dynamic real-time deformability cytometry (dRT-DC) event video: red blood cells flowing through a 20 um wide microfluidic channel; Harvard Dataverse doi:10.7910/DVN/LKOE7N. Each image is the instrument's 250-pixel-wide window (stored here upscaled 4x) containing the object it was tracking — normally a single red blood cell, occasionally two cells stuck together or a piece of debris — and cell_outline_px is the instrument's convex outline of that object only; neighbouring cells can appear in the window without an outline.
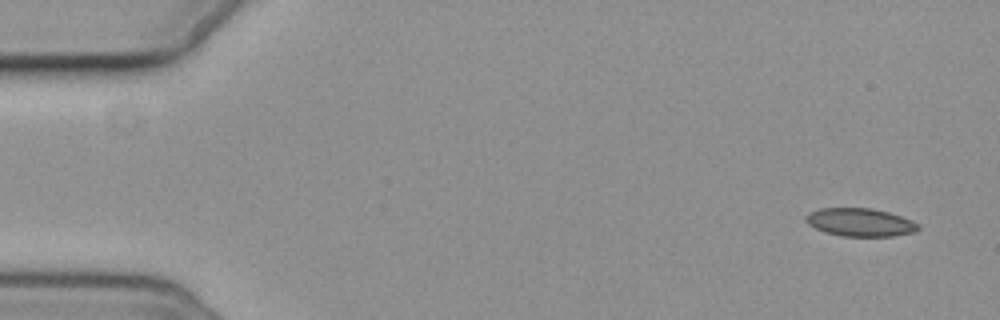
{"species": "common noctule bat (a hibernating species)", "species_latin": "Nyctalus noctula", "temperature_condition": "cold", "stored_images_in_passage": 6, "segment_of_instrument_passage": [1, 2], "camera_frame_rate_fps": 3000, "um_per_image_px": 0.085, "animal": {"sex": "female", "body_mass_g": 19.3, "forearm_length_mm": 54.1}, "frame": {"image": 1, "passage_image": 1, "time_ms": 0.0, "image_size_px": [1000, 320], "cell_outline_px": [[920, 228], [912, 232], [892, 236], [840, 236], [824, 232], [808, 224], [804, 220], [808, 212], [820, 208], [868, 208], [888, 212], [912, 220], [920, 224]], "centroid_in_image_um": [73.08, 18.89], "position_along_channel_um": 11.9, "area_um2": 18.38}}
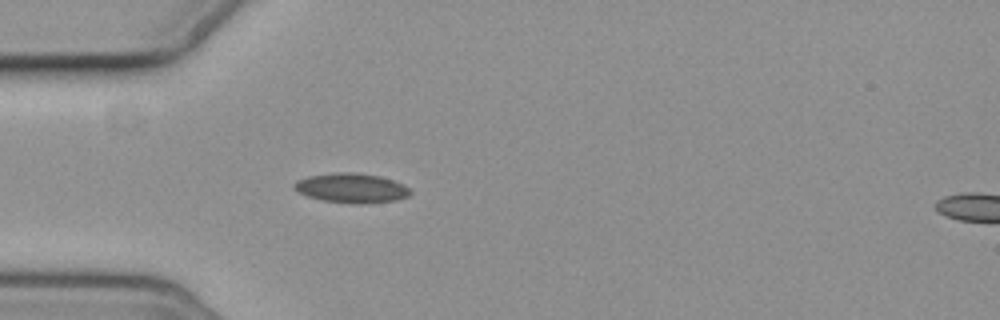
{"frame": {"image": 2, "passage_image": 5, "time_ms": 4.667, "image_size_px": [1000, 320], "cell_outline_px": [[412, 192], [408, 196], [396, 200], [368, 204], [352, 204], [320, 200], [308, 196], [300, 192], [292, 184], [296, 180], [308, 176], [336, 172], [352, 172], [380, 176], [404, 184]], "centroid_in_image_um": [29.89, 15.99], "position_along_channel_um": 55.1, "area_um2": 20.11}}